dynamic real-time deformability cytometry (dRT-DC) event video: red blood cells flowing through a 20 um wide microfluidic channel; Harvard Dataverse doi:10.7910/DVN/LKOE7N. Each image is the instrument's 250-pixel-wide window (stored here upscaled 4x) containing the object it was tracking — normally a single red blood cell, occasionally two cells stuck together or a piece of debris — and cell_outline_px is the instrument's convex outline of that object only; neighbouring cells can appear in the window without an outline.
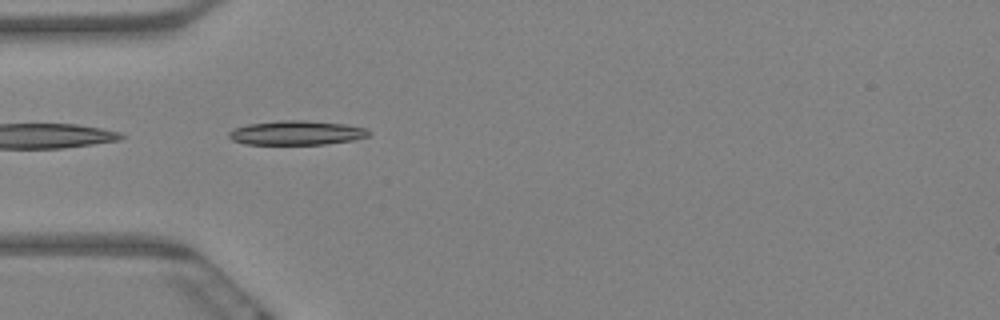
{"species": "Egyptian fruit bat (a non-hibernating species)", "species_latin": "Rousettus aegyptiacus", "temperature_condition": "warm", "stored_images_in_passage": 7, "camera_frame_rate_fps": 3000, "um_per_image_px": 0.085, "animal": {"sex": "female"}, "frame": {"image": 1, "passage_image": 1, "time_ms": 0.0, "image_size_px": [1000, 320], "cell_outline_px": [[368, 136], [352, 140], [324, 144], [248, 144], [232, 140], [228, 136], [228, 132], [232, 128], [248, 124], [280, 120], [304, 120], [344, 124], [364, 128], [368, 132]], "centroid_in_image_um": [25.13, 11.28], "position_along_channel_um": 59.9, "area_um2": 19.59}}
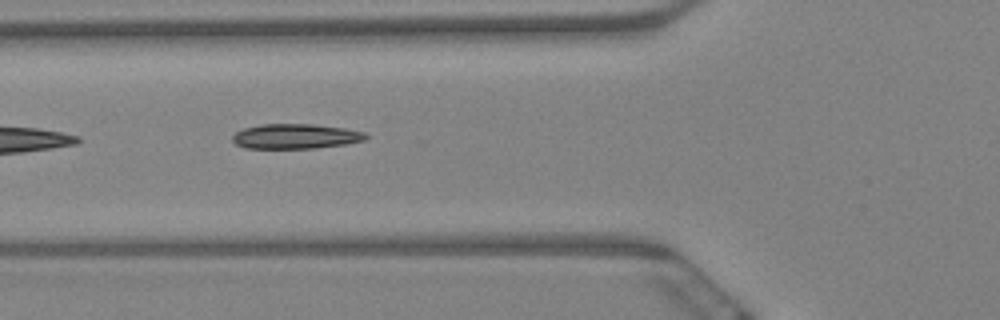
{"frame": {"image": 2, "passage_image": 5, "time_ms": 1.333, "image_size_px": [1000, 320], "cell_outline_px": [[368, 136], [364, 140], [344, 144], [316, 148], [244, 148], [236, 144], [232, 140], [232, 136], [236, 132], [244, 128], [260, 124], [312, 124], [344, 128], [364, 132]], "centroid_in_image_um": [25.09, 11.58], "position_along_channel_um": 100.7, "area_um2": 19.25}}